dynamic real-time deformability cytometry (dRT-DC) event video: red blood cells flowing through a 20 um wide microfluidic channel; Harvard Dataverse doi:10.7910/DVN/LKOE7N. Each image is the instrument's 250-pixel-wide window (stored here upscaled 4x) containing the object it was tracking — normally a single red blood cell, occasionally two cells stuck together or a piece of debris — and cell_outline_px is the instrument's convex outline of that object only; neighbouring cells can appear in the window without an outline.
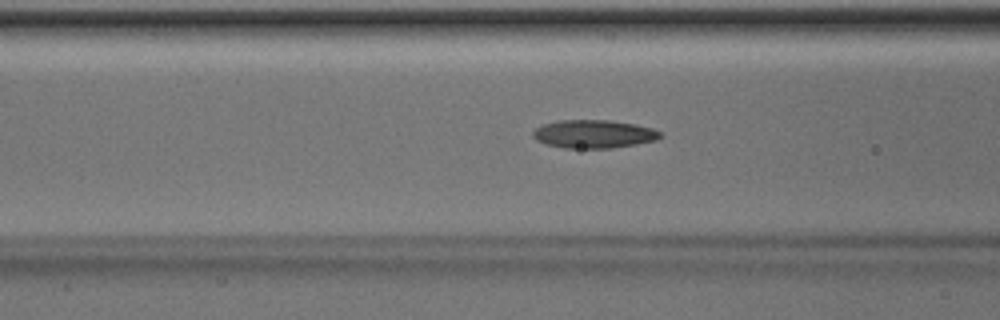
{"species": "Egyptian fruit bat (a non-hibernating species)", "species_latin": "Rousettus aegyptiacus", "temperature_condition": "room temperature", "stored_images_in_passage": 43, "camera_frame_rate_fps": 3000, "um_per_image_px": 0.085, "animal": {"sex": "male"}, "frame": {"image": 1, "passage_image": 12, "time_ms": 3.667, "image_size_px": [1000, 320], "cell_outline_px": [[664, 136], [656, 140], [636, 144], [612, 148], [564, 148], [544, 144], [536, 140], [532, 136], [532, 132], [536, 128], [544, 124], [560, 120], [608, 120], [636, 124], [652, 128], [660, 132]], "centroid_in_image_um": [50.47, 11.39], "position_along_channel_um": 116.1, "area_um2": 21.04}}
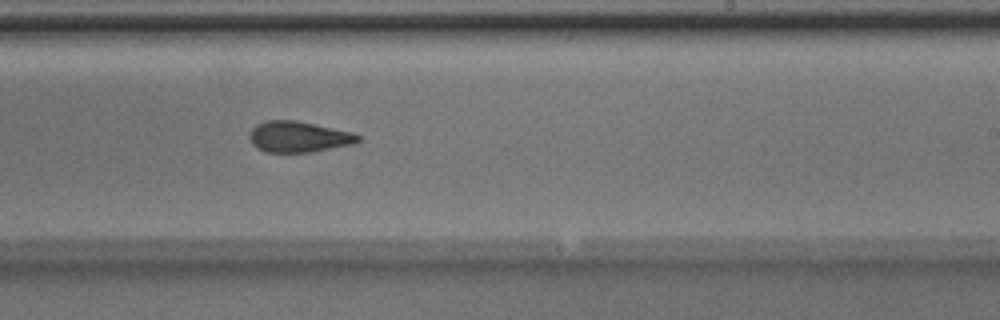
{"frame": {"image": 2, "passage_image": 23, "time_ms": 7.333, "image_size_px": [1000, 320], "cell_outline_px": [[360, 140], [356, 144], [308, 152], [264, 152], [256, 148], [252, 144], [248, 136], [248, 132], [256, 124], [268, 120], [296, 120], [352, 132], [360, 136]], "centroid_in_image_um": [25.35, 11.63], "position_along_channel_um": 263.7, "area_um2": 19.71}}
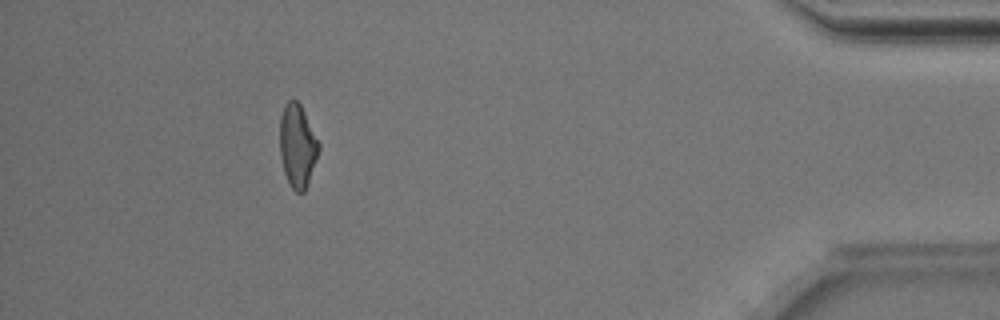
{"frame": {"image": 3, "passage_image": 38, "time_ms": 12.333, "image_size_px": [1000, 320], "cell_outline_px": [[320, 148], [304, 192], [296, 192], [288, 184], [284, 172], [280, 156], [280, 116], [284, 104], [292, 96], [300, 104], [320, 144]], "centroid_in_image_um": [25.26, 12.36], "position_along_channel_um": 409.9, "area_um2": 18.84}, "authors_computed_cell_mechanics": {"area_um2": 19.7098, "velocity_mm_per_s": 4.0267, "shape_relaxation_time_tau1_ms": 8.8971, "shape_relaxation_time_tau2_ms": 2.4801, "deformation_change_tau1": 0.2104, "deformation_change_tau2": 0.1146}}